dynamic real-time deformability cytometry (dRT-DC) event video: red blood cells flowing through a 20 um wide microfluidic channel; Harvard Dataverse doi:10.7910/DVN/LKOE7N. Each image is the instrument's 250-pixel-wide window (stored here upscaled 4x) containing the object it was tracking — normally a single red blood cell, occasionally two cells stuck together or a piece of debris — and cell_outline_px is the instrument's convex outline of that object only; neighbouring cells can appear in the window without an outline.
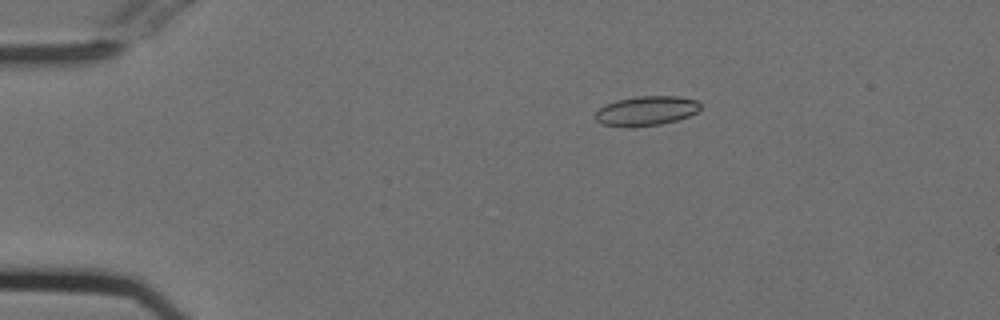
{"species": "Egyptian fruit bat (a non-hibernating species)", "species_latin": "Rousettus aegyptiacus", "temperature_condition": "cold", "stored_images_in_passage": 45, "camera_frame_rate_fps": 3000, "um_per_image_px": 0.085, "animal": {"sex": "female"}, "frame": {"image": 1, "passage_image": 1, "time_ms": 0.0, "image_size_px": [1000, 320], "cell_outline_px": [[700, 108], [696, 112], [688, 116], [676, 120], [660, 124], [604, 124], [596, 120], [592, 116], [604, 104], [616, 100], [636, 96], [676, 96], [696, 100], [700, 104]], "centroid_in_image_um": [54.94, 9.36], "position_along_channel_um": 30.1, "area_um2": 17.34}}
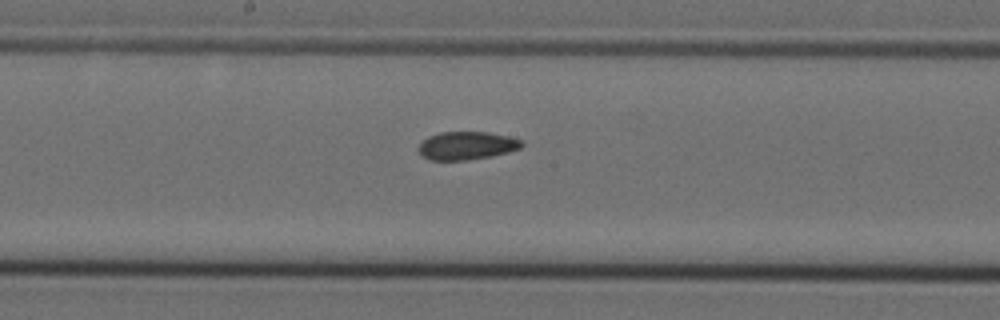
{"frame": {"image": 2, "passage_image": 20, "time_ms": 6.333, "image_size_px": [1000, 320], "cell_outline_px": [[524, 144], [520, 148], [508, 152], [468, 160], [428, 160], [416, 148], [428, 136], [440, 132], [488, 132], [508, 136], [524, 140]], "centroid_in_image_um": [39.68, 12.37], "position_along_channel_um": 208.5, "area_um2": 16.88}}
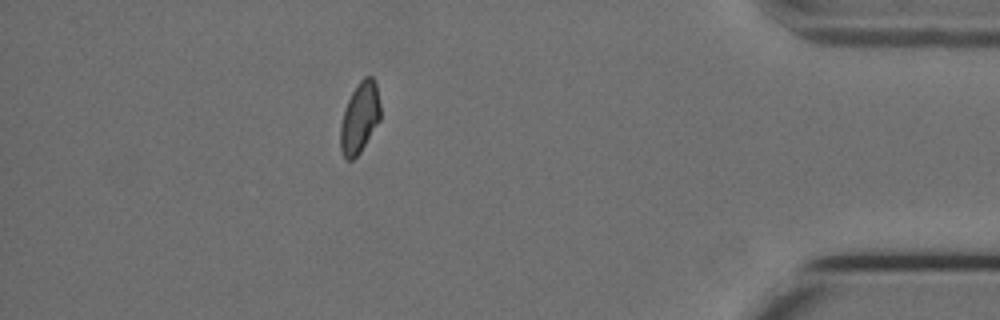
{"frame": {"image": 3, "passage_image": 39, "time_ms": 12.667, "image_size_px": [1000, 320], "cell_outline_px": [[380, 120], [360, 152], [352, 160], [344, 160], [340, 148], [340, 124], [344, 108], [356, 84], [364, 76], [372, 76], [376, 84], [380, 104]], "centroid_in_image_um": [30.55, 10.01], "position_along_channel_um": 404.6, "area_um2": 16.65}, "authors_computed_cell_mechanics": {"area_um2": 17.2244, "velocity_mm_per_s": 3.752, "shape_relaxation_time_tau1_ms": null, "shape_relaxation_time_tau2_ms": 3.4872, "deformation_change_tau1": null, "deformation_change_tau2": 0.0827}}